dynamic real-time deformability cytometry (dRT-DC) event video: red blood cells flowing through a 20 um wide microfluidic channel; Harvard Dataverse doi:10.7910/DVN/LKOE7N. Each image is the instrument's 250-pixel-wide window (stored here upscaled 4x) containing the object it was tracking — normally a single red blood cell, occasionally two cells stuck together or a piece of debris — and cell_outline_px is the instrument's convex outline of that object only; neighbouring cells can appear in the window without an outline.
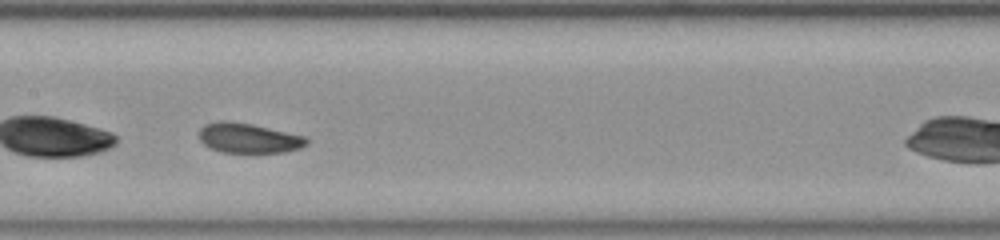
{"species": "common noctule bat (a hibernating species)", "species_latin": "Nyctalus noctula", "temperature_condition": "room temperature", "stored_images_in_passage": 35, "camera_frame_rate_fps": 3000, "um_per_image_px": 0.085, "animal": {"sex": "female", "body_mass_g": 23.0, "forearm_length_mm": 53.4}, "frame": {"image": 1, "passage_image": 16, "time_ms": 5.0, "image_size_px": [1000, 240], "cell_outline_px": [[308, 140], [304, 144], [296, 148], [280, 152], [224, 152], [212, 148], [204, 144], [200, 140], [200, 128], [204, 124], [220, 120], [224, 120], [252, 124], [304, 136]], "centroid_in_image_um": [21.05, 11.71], "position_along_channel_um": 186.3, "area_um2": 18.21}, "authors_computed_cell_mechanics": {"area_um2": 18.785, "velocity_mm_per_s": 3.8163, "shape_relaxation_time_tau1_ms": null, "shape_relaxation_time_tau2_ms": 4.1783, "deformation_change_tau1": null, "deformation_change_tau2": 0.098}}